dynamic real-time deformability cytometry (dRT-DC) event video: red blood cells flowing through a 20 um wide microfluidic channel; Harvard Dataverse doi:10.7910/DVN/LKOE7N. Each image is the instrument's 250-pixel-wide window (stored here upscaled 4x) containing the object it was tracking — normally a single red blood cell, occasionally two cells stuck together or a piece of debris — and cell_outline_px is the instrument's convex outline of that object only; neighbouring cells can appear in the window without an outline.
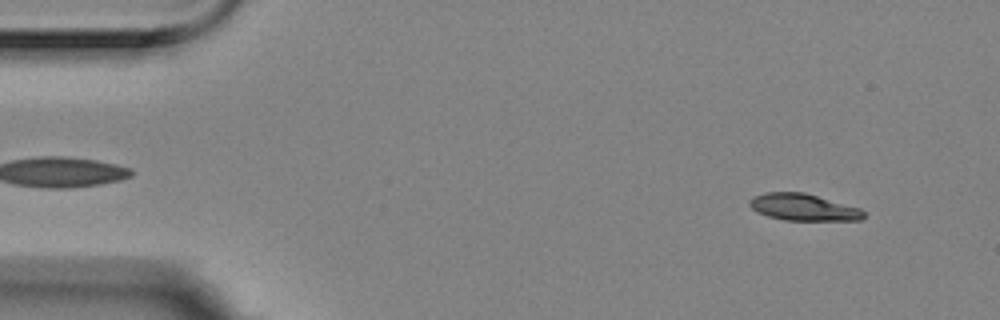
{"species": "Egyptian fruit bat (a non-hibernating species)", "species_latin": "Rousettus aegyptiacus", "temperature_condition": "room temperature", "stored_images_in_passage": 5, "camera_frame_rate_fps": 3000, "um_per_image_px": 0.085, "animal": {"sex": "female"}, "frame": {"image": 1, "passage_image": 1, "time_ms": 0.0, "image_size_px": [1000, 320], "cell_outline_px": [[864, 216], [860, 220], [784, 220], [768, 216], [756, 212], [748, 204], [748, 200], [752, 196], [764, 192], [804, 192], [860, 208], [864, 212]], "centroid_in_image_um": [68.23, 17.61], "position_along_channel_um": 16.8, "area_um2": 17.86}}
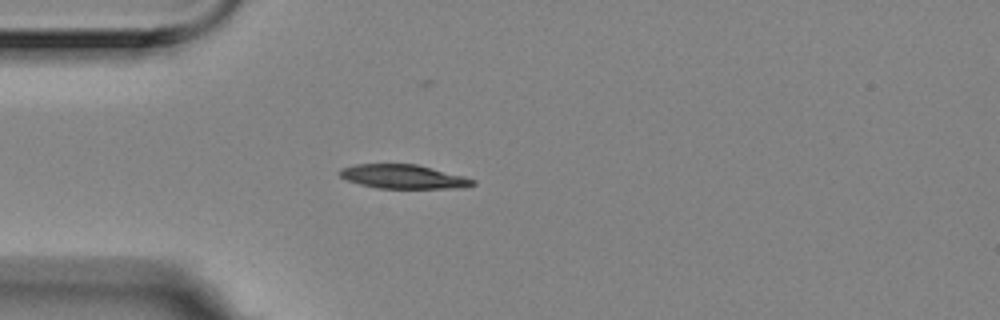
{"frame": {"image": 2, "passage_image": 4, "time_ms": 1.0, "image_size_px": [1000, 320], "cell_outline_px": [[476, 184], [460, 188], [376, 188], [360, 184], [348, 180], [340, 176], [336, 172], [340, 168], [356, 164], [416, 164], [464, 176], [476, 180]], "centroid_in_image_um": [34.26, 15.01], "position_along_channel_um": 50.7, "area_um2": 18.61}}